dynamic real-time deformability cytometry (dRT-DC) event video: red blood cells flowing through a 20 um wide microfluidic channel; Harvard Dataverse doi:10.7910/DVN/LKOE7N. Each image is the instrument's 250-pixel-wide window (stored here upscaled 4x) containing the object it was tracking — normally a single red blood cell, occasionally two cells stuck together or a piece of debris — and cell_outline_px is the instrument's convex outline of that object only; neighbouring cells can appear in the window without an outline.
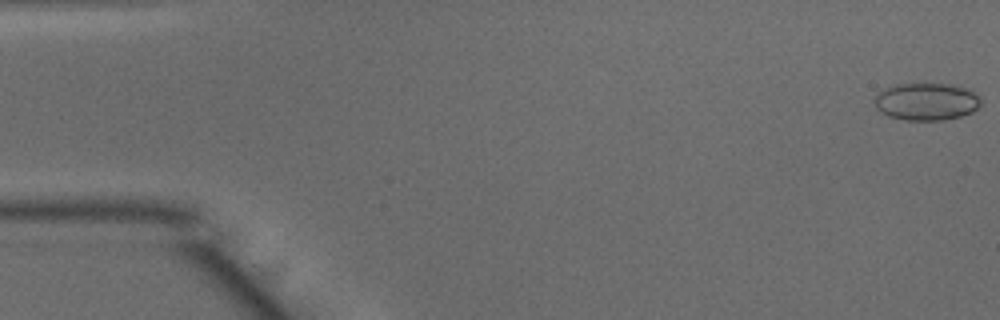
{"species": "common noctule bat (a hibernating species)", "species_latin": "Nyctalus noctula", "temperature_condition": "warm", "stored_images_in_passage": 50, "camera_frame_rate_fps": 3000, "um_per_image_px": 0.085, "animal": {"sex": "male", "body_mass_g": 15.6}, "frame": {"image": 1, "passage_image": 1, "time_ms": 0.0, "image_size_px": [1000, 320], "cell_outline_px": [[980, 104], [972, 112], [960, 116], [944, 120], [904, 120], [888, 116], [880, 112], [876, 108], [872, 100], [876, 92], [884, 88], [896, 84], [948, 84], [972, 88], [980, 100]], "centroid_in_image_um": [78.69, 8.63], "position_along_channel_um": 6.3, "area_um2": 23.52}}
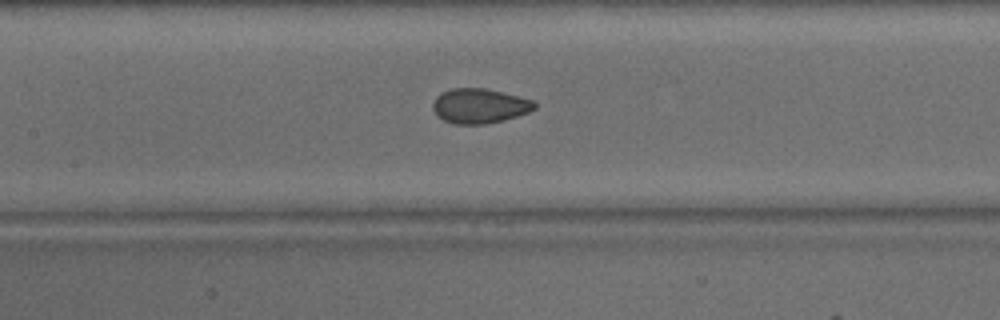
{"frame": {"image": 2, "passage_image": 23, "time_ms": 7.333, "image_size_px": [1000, 320], "cell_outline_px": [[536, 108], [528, 112], [504, 120], [484, 124], [456, 124], [444, 120], [436, 116], [432, 108], [432, 104], [436, 96], [452, 88], [484, 88], [532, 100], [536, 104]], "centroid_in_image_um": [40.72, 9.01], "position_along_channel_um": 166.7, "area_um2": 20.4}}
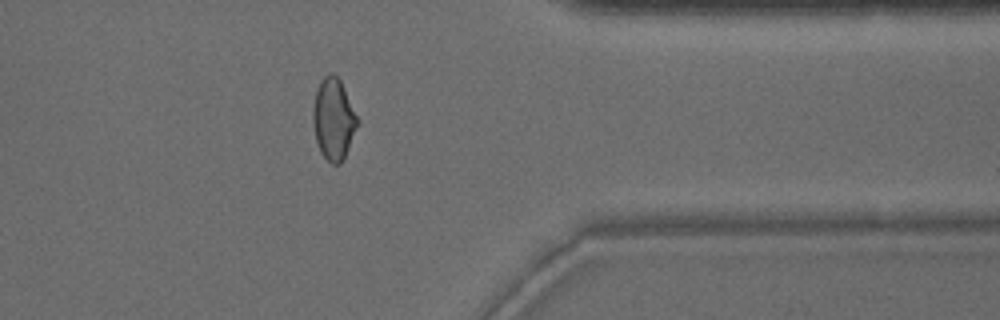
{"frame": {"image": 3, "passage_image": 40, "time_ms": 13.0, "image_size_px": [1000, 320], "cell_outline_px": [[360, 120], [344, 160], [340, 164], [332, 164], [320, 152], [316, 140], [312, 120], [312, 108], [316, 88], [320, 80], [328, 72], [332, 72], [340, 80]], "centroid_in_image_um": [28.35, 10.11], "position_along_channel_um": 383.1, "area_um2": 21.44}}